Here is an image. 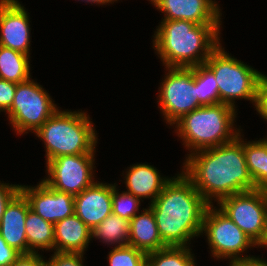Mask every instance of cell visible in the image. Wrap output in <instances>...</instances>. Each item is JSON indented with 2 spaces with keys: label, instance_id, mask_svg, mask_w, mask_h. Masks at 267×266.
Masks as SVG:
<instances>
[{
  "label": "cell",
  "instance_id": "cell-1",
  "mask_svg": "<svg viewBox=\"0 0 267 266\" xmlns=\"http://www.w3.org/2000/svg\"><path fill=\"white\" fill-rule=\"evenodd\" d=\"M241 133L222 145L189 153L182 173L192 182L204 200L212 201L257 189L249 175Z\"/></svg>",
  "mask_w": 267,
  "mask_h": 266
},
{
  "label": "cell",
  "instance_id": "cell-2",
  "mask_svg": "<svg viewBox=\"0 0 267 266\" xmlns=\"http://www.w3.org/2000/svg\"><path fill=\"white\" fill-rule=\"evenodd\" d=\"M176 177V178H175ZM208 203L181 172L173 176L149 204L162 241L167 246L187 247L201 235Z\"/></svg>",
  "mask_w": 267,
  "mask_h": 266
},
{
  "label": "cell",
  "instance_id": "cell-3",
  "mask_svg": "<svg viewBox=\"0 0 267 266\" xmlns=\"http://www.w3.org/2000/svg\"><path fill=\"white\" fill-rule=\"evenodd\" d=\"M153 35V48L165 67L202 65L220 44L222 24L162 20Z\"/></svg>",
  "mask_w": 267,
  "mask_h": 266
},
{
  "label": "cell",
  "instance_id": "cell-4",
  "mask_svg": "<svg viewBox=\"0 0 267 266\" xmlns=\"http://www.w3.org/2000/svg\"><path fill=\"white\" fill-rule=\"evenodd\" d=\"M236 110L223 103L200 106L179 119L174 129L191 153L216 147L234 140L241 133L233 126Z\"/></svg>",
  "mask_w": 267,
  "mask_h": 266
},
{
  "label": "cell",
  "instance_id": "cell-5",
  "mask_svg": "<svg viewBox=\"0 0 267 266\" xmlns=\"http://www.w3.org/2000/svg\"><path fill=\"white\" fill-rule=\"evenodd\" d=\"M89 115L57 110L36 132L46 149V162L56 157L95 153L97 134Z\"/></svg>",
  "mask_w": 267,
  "mask_h": 266
},
{
  "label": "cell",
  "instance_id": "cell-6",
  "mask_svg": "<svg viewBox=\"0 0 267 266\" xmlns=\"http://www.w3.org/2000/svg\"><path fill=\"white\" fill-rule=\"evenodd\" d=\"M204 64L214 73L220 103L235 109V100L245 99L254 106L261 72L229 55L221 43Z\"/></svg>",
  "mask_w": 267,
  "mask_h": 266
},
{
  "label": "cell",
  "instance_id": "cell-7",
  "mask_svg": "<svg viewBox=\"0 0 267 266\" xmlns=\"http://www.w3.org/2000/svg\"><path fill=\"white\" fill-rule=\"evenodd\" d=\"M167 74L159 87L158 108L167 124H174L184 115L203 106L197 97V66L165 67Z\"/></svg>",
  "mask_w": 267,
  "mask_h": 266
},
{
  "label": "cell",
  "instance_id": "cell-8",
  "mask_svg": "<svg viewBox=\"0 0 267 266\" xmlns=\"http://www.w3.org/2000/svg\"><path fill=\"white\" fill-rule=\"evenodd\" d=\"M213 207V204L208 205L204 213L201 231V235L207 236L213 257L226 258L235 263L257 259L258 257L255 256L241 254L248 248L253 246L256 248V244L219 208Z\"/></svg>",
  "mask_w": 267,
  "mask_h": 266
},
{
  "label": "cell",
  "instance_id": "cell-9",
  "mask_svg": "<svg viewBox=\"0 0 267 266\" xmlns=\"http://www.w3.org/2000/svg\"><path fill=\"white\" fill-rule=\"evenodd\" d=\"M44 89L31 78L16 84L13 104L6 113L16 134L35 133L58 110Z\"/></svg>",
  "mask_w": 267,
  "mask_h": 266
},
{
  "label": "cell",
  "instance_id": "cell-10",
  "mask_svg": "<svg viewBox=\"0 0 267 266\" xmlns=\"http://www.w3.org/2000/svg\"><path fill=\"white\" fill-rule=\"evenodd\" d=\"M217 205L251 240L262 247L267 239V195L258 189L230 195Z\"/></svg>",
  "mask_w": 267,
  "mask_h": 266
},
{
  "label": "cell",
  "instance_id": "cell-11",
  "mask_svg": "<svg viewBox=\"0 0 267 266\" xmlns=\"http://www.w3.org/2000/svg\"><path fill=\"white\" fill-rule=\"evenodd\" d=\"M94 153L65 155L46 162L48 176L42 181L51 188L69 193L80 194L94 182Z\"/></svg>",
  "mask_w": 267,
  "mask_h": 266
},
{
  "label": "cell",
  "instance_id": "cell-12",
  "mask_svg": "<svg viewBox=\"0 0 267 266\" xmlns=\"http://www.w3.org/2000/svg\"><path fill=\"white\" fill-rule=\"evenodd\" d=\"M18 0H0V46L30 56L29 13Z\"/></svg>",
  "mask_w": 267,
  "mask_h": 266
},
{
  "label": "cell",
  "instance_id": "cell-13",
  "mask_svg": "<svg viewBox=\"0 0 267 266\" xmlns=\"http://www.w3.org/2000/svg\"><path fill=\"white\" fill-rule=\"evenodd\" d=\"M20 191L27 198L30 209L53 224L74 214V195L55 190L42 180L34 187L20 184Z\"/></svg>",
  "mask_w": 267,
  "mask_h": 266
},
{
  "label": "cell",
  "instance_id": "cell-14",
  "mask_svg": "<svg viewBox=\"0 0 267 266\" xmlns=\"http://www.w3.org/2000/svg\"><path fill=\"white\" fill-rule=\"evenodd\" d=\"M164 13L162 20H188L196 24H221V10L214 0H148Z\"/></svg>",
  "mask_w": 267,
  "mask_h": 266
},
{
  "label": "cell",
  "instance_id": "cell-15",
  "mask_svg": "<svg viewBox=\"0 0 267 266\" xmlns=\"http://www.w3.org/2000/svg\"><path fill=\"white\" fill-rule=\"evenodd\" d=\"M74 213L92 230L112 214V184L94 182L74 196Z\"/></svg>",
  "mask_w": 267,
  "mask_h": 266
},
{
  "label": "cell",
  "instance_id": "cell-16",
  "mask_svg": "<svg viewBox=\"0 0 267 266\" xmlns=\"http://www.w3.org/2000/svg\"><path fill=\"white\" fill-rule=\"evenodd\" d=\"M29 209V202L20 191L7 205L0 222L1 237L20 254L28 253L25 219Z\"/></svg>",
  "mask_w": 267,
  "mask_h": 266
},
{
  "label": "cell",
  "instance_id": "cell-17",
  "mask_svg": "<svg viewBox=\"0 0 267 266\" xmlns=\"http://www.w3.org/2000/svg\"><path fill=\"white\" fill-rule=\"evenodd\" d=\"M126 171L125 185L127 193L142 199H151L150 204L162 192L164 185L171 179L161 177L156 167L146 164H133Z\"/></svg>",
  "mask_w": 267,
  "mask_h": 266
},
{
  "label": "cell",
  "instance_id": "cell-18",
  "mask_svg": "<svg viewBox=\"0 0 267 266\" xmlns=\"http://www.w3.org/2000/svg\"><path fill=\"white\" fill-rule=\"evenodd\" d=\"M54 251L85 253L89 247L91 229L74 213L54 224Z\"/></svg>",
  "mask_w": 267,
  "mask_h": 266
},
{
  "label": "cell",
  "instance_id": "cell-19",
  "mask_svg": "<svg viewBox=\"0 0 267 266\" xmlns=\"http://www.w3.org/2000/svg\"><path fill=\"white\" fill-rule=\"evenodd\" d=\"M130 220V237L128 245L148 254L168 247L159 234L152 209L143 208Z\"/></svg>",
  "mask_w": 267,
  "mask_h": 266
},
{
  "label": "cell",
  "instance_id": "cell-20",
  "mask_svg": "<svg viewBox=\"0 0 267 266\" xmlns=\"http://www.w3.org/2000/svg\"><path fill=\"white\" fill-rule=\"evenodd\" d=\"M25 231L28 253H38V249L54 250V224L44 220L31 209L28 210L25 219Z\"/></svg>",
  "mask_w": 267,
  "mask_h": 266
},
{
  "label": "cell",
  "instance_id": "cell-21",
  "mask_svg": "<svg viewBox=\"0 0 267 266\" xmlns=\"http://www.w3.org/2000/svg\"><path fill=\"white\" fill-rule=\"evenodd\" d=\"M30 56L0 46V78L18 84L32 78Z\"/></svg>",
  "mask_w": 267,
  "mask_h": 266
},
{
  "label": "cell",
  "instance_id": "cell-22",
  "mask_svg": "<svg viewBox=\"0 0 267 266\" xmlns=\"http://www.w3.org/2000/svg\"><path fill=\"white\" fill-rule=\"evenodd\" d=\"M129 237L130 221L113 213L91 230V238L100 239L108 245L115 244L114 248L128 245Z\"/></svg>",
  "mask_w": 267,
  "mask_h": 266
},
{
  "label": "cell",
  "instance_id": "cell-23",
  "mask_svg": "<svg viewBox=\"0 0 267 266\" xmlns=\"http://www.w3.org/2000/svg\"><path fill=\"white\" fill-rule=\"evenodd\" d=\"M247 169L256 188L267 179V138L244 141Z\"/></svg>",
  "mask_w": 267,
  "mask_h": 266
},
{
  "label": "cell",
  "instance_id": "cell-24",
  "mask_svg": "<svg viewBox=\"0 0 267 266\" xmlns=\"http://www.w3.org/2000/svg\"><path fill=\"white\" fill-rule=\"evenodd\" d=\"M191 250L189 246H168L148 253L146 266H196Z\"/></svg>",
  "mask_w": 267,
  "mask_h": 266
},
{
  "label": "cell",
  "instance_id": "cell-25",
  "mask_svg": "<svg viewBox=\"0 0 267 266\" xmlns=\"http://www.w3.org/2000/svg\"><path fill=\"white\" fill-rule=\"evenodd\" d=\"M197 97L203 106L220 103L214 73L205 64L197 66Z\"/></svg>",
  "mask_w": 267,
  "mask_h": 266
},
{
  "label": "cell",
  "instance_id": "cell-26",
  "mask_svg": "<svg viewBox=\"0 0 267 266\" xmlns=\"http://www.w3.org/2000/svg\"><path fill=\"white\" fill-rule=\"evenodd\" d=\"M140 199L134 195L122 191L119 193L117 184H112V213L130 221L136 214L140 213Z\"/></svg>",
  "mask_w": 267,
  "mask_h": 266
},
{
  "label": "cell",
  "instance_id": "cell-27",
  "mask_svg": "<svg viewBox=\"0 0 267 266\" xmlns=\"http://www.w3.org/2000/svg\"><path fill=\"white\" fill-rule=\"evenodd\" d=\"M110 250L109 266H146L147 254L135 247L126 245Z\"/></svg>",
  "mask_w": 267,
  "mask_h": 266
},
{
  "label": "cell",
  "instance_id": "cell-28",
  "mask_svg": "<svg viewBox=\"0 0 267 266\" xmlns=\"http://www.w3.org/2000/svg\"><path fill=\"white\" fill-rule=\"evenodd\" d=\"M46 261V266H84L83 256L85 253L55 252Z\"/></svg>",
  "mask_w": 267,
  "mask_h": 266
},
{
  "label": "cell",
  "instance_id": "cell-29",
  "mask_svg": "<svg viewBox=\"0 0 267 266\" xmlns=\"http://www.w3.org/2000/svg\"><path fill=\"white\" fill-rule=\"evenodd\" d=\"M254 106L258 114L267 121V76L262 73L257 86Z\"/></svg>",
  "mask_w": 267,
  "mask_h": 266
},
{
  "label": "cell",
  "instance_id": "cell-30",
  "mask_svg": "<svg viewBox=\"0 0 267 266\" xmlns=\"http://www.w3.org/2000/svg\"><path fill=\"white\" fill-rule=\"evenodd\" d=\"M16 84L0 78V112L5 113L13 104Z\"/></svg>",
  "mask_w": 267,
  "mask_h": 266
},
{
  "label": "cell",
  "instance_id": "cell-31",
  "mask_svg": "<svg viewBox=\"0 0 267 266\" xmlns=\"http://www.w3.org/2000/svg\"><path fill=\"white\" fill-rule=\"evenodd\" d=\"M20 192V185L0 181V222L9 202Z\"/></svg>",
  "mask_w": 267,
  "mask_h": 266
},
{
  "label": "cell",
  "instance_id": "cell-32",
  "mask_svg": "<svg viewBox=\"0 0 267 266\" xmlns=\"http://www.w3.org/2000/svg\"><path fill=\"white\" fill-rule=\"evenodd\" d=\"M46 261L39 253L20 254L10 266H46Z\"/></svg>",
  "mask_w": 267,
  "mask_h": 266
},
{
  "label": "cell",
  "instance_id": "cell-33",
  "mask_svg": "<svg viewBox=\"0 0 267 266\" xmlns=\"http://www.w3.org/2000/svg\"><path fill=\"white\" fill-rule=\"evenodd\" d=\"M19 255L20 253L10 247L0 235V266H10Z\"/></svg>",
  "mask_w": 267,
  "mask_h": 266
},
{
  "label": "cell",
  "instance_id": "cell-34",
  "mask_svg": "<svg viewBox=\"0 0 267 266\" xmlns=\"http://www.w3.org/2000/svg\"><path fill=\"white\" fill-rule=\"evenodd\" d=\"M79 1V0H78ZM87 3H91V5L94 4H98V5H107V3H111L113 4L115 1L117 2V0H81ZM113 2V3H112Z\"/></svg>",
  "mask_w": 267,
  "mask_h": 266
},
{
  "label": "cell",
  "instance_id": "cell-35",
  "mask_svg": "<svg viewBox=\"0 0 267 266\" xmlns=\"http://www.w3.org/2000/svg\"><path fill=\"white\" fill-rule=\"evenodd\" d=\"M231 266H254V260L239 263L231 262Z\"/></svg>",
  "mask_w": 267,
  "mask_h": 266
},
{
  "label": "cell",
  "instance_id": "cell-36",
  "mask_svg": "<svg viewBox=\"0 0 267 266\" xmlns=\"http://www.w3.org/2000/svg\"><path fill=\"white\" fill-rule=\"evenodd\" d=\"M254 266H267V261L262 258L254 259Z\"/></svg>",
  "mask_w": 267,
  "mask_h": 266
},
{
  "label": "cell",
  "instance_id": "cell-37",
  "mask_svg": "<svg viewBox=\"0 0 267 266\" xmlns=\"http://www.w3.org/2000/svg\"><path fill=\"white\" fill-rule=\"evenodd\" d=\"M257 189L267 195V179Z\"/></svg>",
  "mask_w": 267,
  "mask_h": 266
},
{
  "label": "cell",
  "instance_id": "cell-38",
  "mask_svg": "<svg viewBox=\"0 0 267 266\" xmlns=\"http://www.w3.org/2000/svg\"><path fill=\"white\" fill-rule=\"evenodd\" d=\"M263 247H267V239H266L265 244L262 246V248H263Z\"/></svg>",
  "mask_w": 267,
  "mask_h": 266
}]
</instances>
